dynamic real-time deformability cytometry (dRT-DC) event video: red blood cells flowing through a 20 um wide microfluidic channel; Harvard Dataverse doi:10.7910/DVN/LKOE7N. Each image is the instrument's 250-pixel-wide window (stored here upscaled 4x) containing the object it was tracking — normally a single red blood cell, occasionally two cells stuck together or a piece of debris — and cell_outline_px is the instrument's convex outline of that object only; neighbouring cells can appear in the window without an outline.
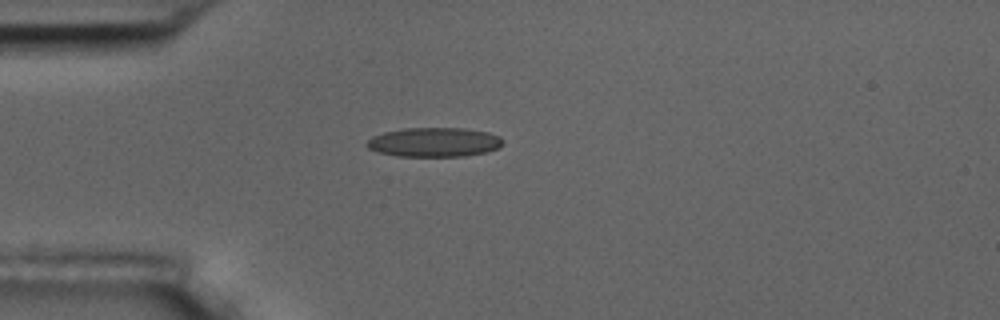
{"species": "common noctule bat (a hibernating species)", "species_latin": "Nyctalus noctula", "temperature_condition": "room temperature", "stored_images_in_passage": 1, "camera_frame_rate_fps": 3000, "um_per_image_px": 0.085, "animal": {"sex": "male", "body_mass_g": 17.5, "forearm_length_mm": 52.3}, "frame": {"image": 1, "passage_image": 1, "time_ms": 0.0, "image_size_px": [1000, 320], "cell_outline_px": [[504, 140], [496, 148], [488, 152], [464, 156], [396, 156], [376, 152], [368, 148], [364, 144], [372, 136], [384, 132], [404, 128], [464, 128], [488, 132], [500, 136]], "centroid_in_image_um": [36.87, 12.08], "position_along_channel_um": 48.1, "area_um2": 23.35}}